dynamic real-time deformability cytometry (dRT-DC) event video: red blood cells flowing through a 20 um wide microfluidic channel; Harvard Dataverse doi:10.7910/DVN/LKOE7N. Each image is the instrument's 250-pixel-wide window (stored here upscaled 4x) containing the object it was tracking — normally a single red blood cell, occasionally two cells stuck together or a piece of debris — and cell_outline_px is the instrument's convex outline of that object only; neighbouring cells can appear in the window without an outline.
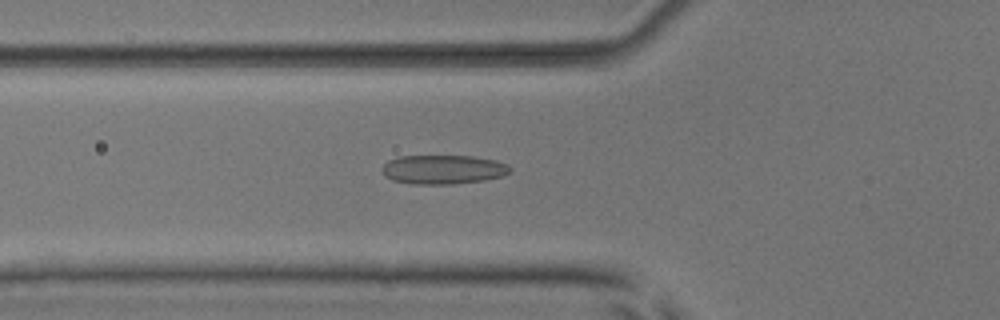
{"species": "common noctule bat (a hibernating species)", "species_latin": "Nyctalus noctula", "temperature_condition": "room temperature", "stored_images_in_passage": 53, "camera_frame_rate_fps": 3000, "um_per_image_px": 0.085, "animal": {"sex": "male", "body_mass_g": 17.9, "forearm_length_mm": 54.2}, "frame": {"image": 1, "passage_image": 20, "time_ms": 6.333, "image_size_px": [1000, 320], "cell_outline_px": [[512, 168], [504, 176], [484, 180], [452, 184], [416, 184], [392, 180], [384, 176], [380, 168], [388, 160], [400, 156], [472, 156], [496, 160], [508, 164]], "centroid_in_image_um": [37.66, 14.4], "position_along_channel_um": 88.1, "area_um2": 21.85}}
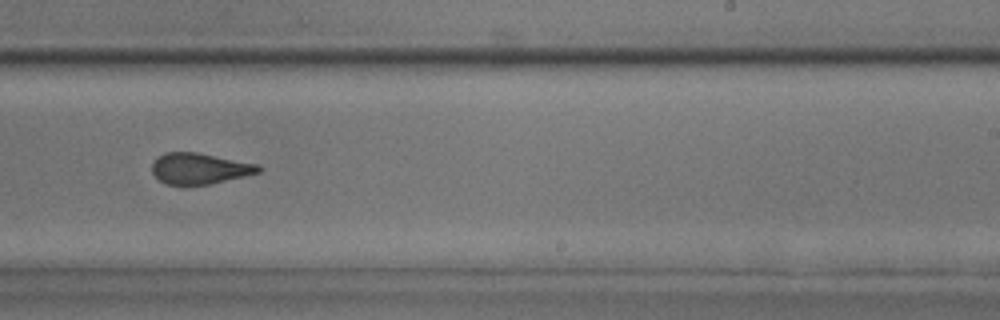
{"frame": {"image": 2, "passage_image": 34, "time_ms": 11.0, "image_size_px": [1000, 320], "cell_outline_px": [[264, 168], [260, 172], [244, 176], [208, 184], [168, 184], [160, 180], [152, 172], [152, 164], [156, 156], [164, 152], [196, 152], [260, 164]], "centroid_in_image_um": [16.98, 14.3], "position_along_channel_um": 272.0, "area_um2": 19.19}}
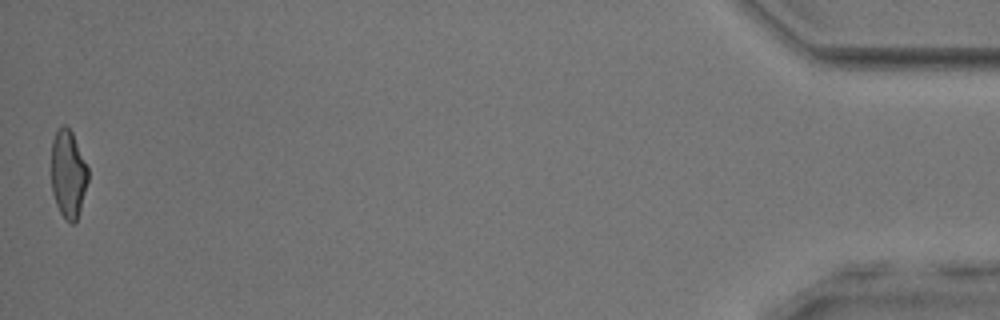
{"frame": {"image": 3, "passage_image": 53, "time_ms": 17.333, "image_size_px": [1000, 320], "cell_outline_px": [[88, 180], [80, 208], [76, 220], [72, 224], [64, 220], [56, 204], [52, 192], [52, 140], [60, 124], [64, 124], [72, 132], [88, 168]], "centroid_in_image_um": [5.78, 14.79], "position_along_channel_um": 429.4, "area_um2": 18.67}, "authors_computed_cell_mechanics": {"area_um2": 20.6346, "velocity_mm_per_s": 3.9482, "shape_relaxation_time_tau1_ms": 7.293, "shape_relaxation_time_tau2_ms": 1.6487, "deformation_change_tau1": 0.1803, "deformation_change_tau2": 0.1015}}